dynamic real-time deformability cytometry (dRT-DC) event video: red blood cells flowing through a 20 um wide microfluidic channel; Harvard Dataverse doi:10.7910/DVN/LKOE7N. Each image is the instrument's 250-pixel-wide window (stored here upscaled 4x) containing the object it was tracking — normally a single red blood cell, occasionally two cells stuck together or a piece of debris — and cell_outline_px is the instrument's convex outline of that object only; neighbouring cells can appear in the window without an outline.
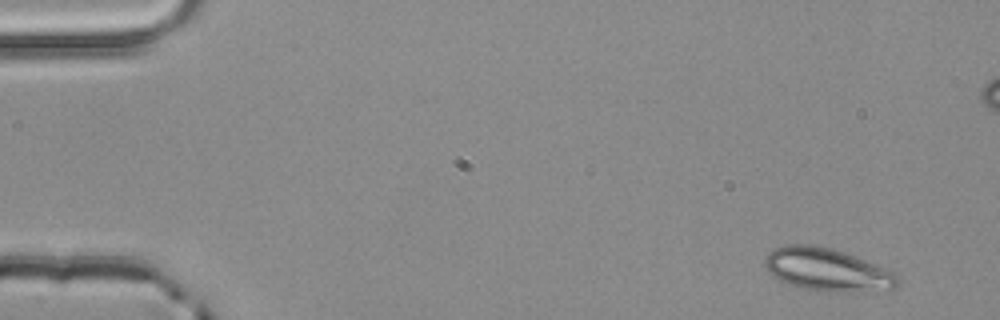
{"species": "common noctule bat (a hibernating species)", "species_latin": "Nyctalus noctula", "temperature_condition": "room temperature", "stored_images_in_passage": 5, "camera_frame_rate_fps": 3000, "um_per_image_px": 0.085, "animal": {"sex": "male", "body_mass_g": 20.4}, "frame": {"image": 1, "passage_image": 1, "time_ms": 0.0, "image_size_px": [1000, 320], "cell_outline_px": [[900, 284], [896, 288], [848, 292], [836, 292], [804, 288], [788, 284], [780, 280], [768, 272], [764, 264], [764, 256], [768, 252], [784, 244], [808, 244], [832, 248], [856, 256], [896, 272], [900, 276]], "centroid_in_image_um": [70.33, 22.91], "position_along_channel_um": 14.7, "area_um2": 33.35}}